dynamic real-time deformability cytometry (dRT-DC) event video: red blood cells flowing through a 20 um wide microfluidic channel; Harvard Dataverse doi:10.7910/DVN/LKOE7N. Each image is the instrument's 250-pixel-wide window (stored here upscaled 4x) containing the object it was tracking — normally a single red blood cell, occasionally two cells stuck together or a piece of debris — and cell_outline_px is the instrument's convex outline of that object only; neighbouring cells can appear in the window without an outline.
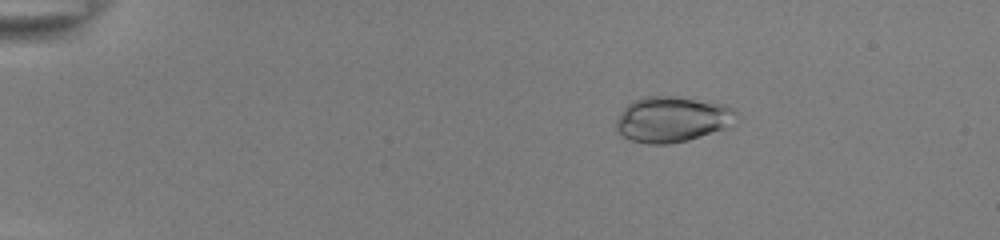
{"species": "common noctule bat (a hibernating species)", "species_latin": "Nyctalus noctula", "temperature_condition": "room temperature", "stored_images_in_passage": 19, "camera_frame_rate_fps": 3000, "um_per_image_px": 0.085, "animal": {"sex": "female", "body_mass_g": 22.0, "forearm_length_mm": 56.7}, "frame": {"image": 1, "passage_image": 10, "time_ms": 3.0, "image_size_px": [1000, 240], "cell_outline_px": [[736, 124], [732, 128], [688, 140], [668, 144], [648, 144], [632, 140], [624, 136], [616, 128], [616, 120], [624, 108], [632, 100], [644, 96], [676, 96], [724, 104], [732, 108], [736, 112]], "centroid_in_image_um": [57.2, 10.14], "position_along_channel_um": 27.8, "area_um2": 32.31}}